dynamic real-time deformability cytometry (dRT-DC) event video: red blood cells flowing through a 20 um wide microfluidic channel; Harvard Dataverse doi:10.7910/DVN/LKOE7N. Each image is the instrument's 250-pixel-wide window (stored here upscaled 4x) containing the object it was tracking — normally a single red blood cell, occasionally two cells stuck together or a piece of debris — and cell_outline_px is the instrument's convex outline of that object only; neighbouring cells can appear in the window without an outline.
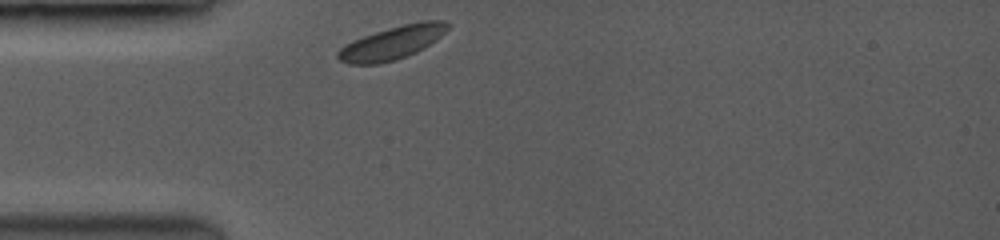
{"species": "common noctule bat (a hibernating species)", "species_latin": "Nyctalus noctula", "temperature_condition": "room temperature", "stored_images_in_passage": 4, "camera_frame_rate_fps": 3500, "um_per_image_px": 0.085, "animal": {"sex": "female", "body_mass_g": 19.0, "forearm_length_mm": 53.3}, "frame": {"image": 1, "passage_image": 1, "time_ms": 0.0, "image_size_px": [1000, 240], "cell_outline_px": [[452, 24], [436, 40], [416, 52], [396, 60], [376, 64], [348, 64], [340, 60], [336, 56], [336, 52], [344, 44], [352, 40], [388, 28], [420, 20], [448, 20]], "centroid_in_image_um": [33.34, 3.62], "position_along_channel_um": 51.7, "area_um2": 21.33}}
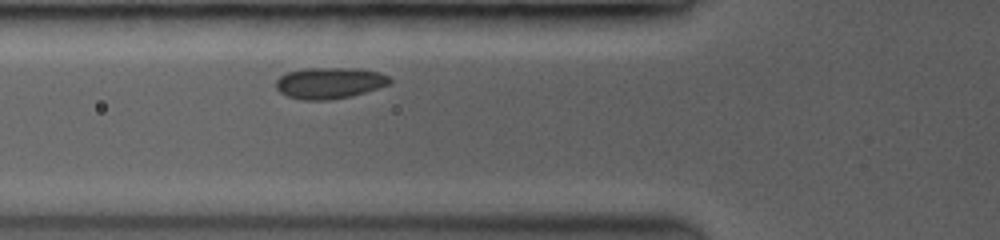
{"frame": {"image": 2, "passage_image": 3, "time_ms": 1.429, "image_size_px": [1000, 240], "cell_outline_px": [[392, 80], [388, 84], [364, 92], [348, 96], [328, 100], [304, 100], [288, 96], [280, 92], [276, 88], [276, 80], [280, 76], [288, 72], [304, 68], [360, 68], [380, 72], [388, 76]], "centroid_in_image_um": [27.99, 7.04], "position_along_channel_um": 97.8, "area_um2": 20.58}}